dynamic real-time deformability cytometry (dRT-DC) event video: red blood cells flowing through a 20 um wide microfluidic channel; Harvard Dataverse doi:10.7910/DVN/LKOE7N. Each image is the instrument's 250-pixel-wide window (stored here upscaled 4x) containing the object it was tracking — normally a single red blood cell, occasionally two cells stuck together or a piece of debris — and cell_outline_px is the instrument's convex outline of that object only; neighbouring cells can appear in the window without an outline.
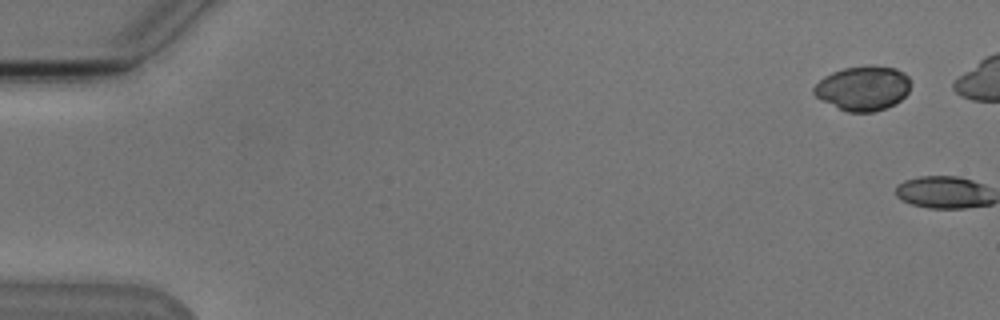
{"species": "Egyptian fruit bat (a non-hibernating species)", "species_latin": "Rousettus aegyptiacus", "temperature_condition": "cold", "stored_images_in_passage": 2, "camera_frame_rate_fps": 3000, "um_per_image_px": 0.085, "animal": {"sex": "male"}, "frame": {"image": 1, "passage_image": 1, "time_ms": 0.0, "image_size_px": [1000, 320], "cell_outline_px": [[912, 80], [908, 92], [896, 104], [872, 112], [848, 112], [820, 100], [812, 92], [812, 88], [824, 76], [832, 72], [844, 68], [868, 64], [896, 68], [904, 72]], "centroid_in_image_um": [73.37, 7.48], "position_along_channel_um": 11.6, "area_um2": 25.43}}